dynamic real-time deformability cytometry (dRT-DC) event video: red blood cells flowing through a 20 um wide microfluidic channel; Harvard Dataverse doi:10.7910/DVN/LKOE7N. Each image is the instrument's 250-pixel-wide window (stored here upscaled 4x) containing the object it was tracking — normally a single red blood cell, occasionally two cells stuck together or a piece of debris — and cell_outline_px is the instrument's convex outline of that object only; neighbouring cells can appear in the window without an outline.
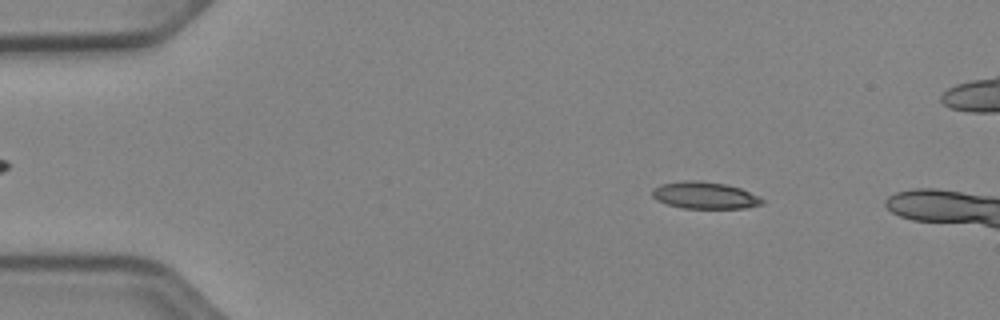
{"species": "Egyptian fruit bat (a non-hibernating species)", "species_latin": "Rousettus aegyptiacus", "temperature_condition": "cold", "stored_images_in_passage": 13, "camera_frame_rate_fps": 3000, "um_per_image_px": 0.085, "animal": {"sex": "female"}, "frame": {"image": 1, "passage_image": 8, "time_ms": 2.333, "image_size_px": [1000, 320], "cell_outline_px": [[764, 204], [744, 208], [684, 208], [668, 204], [656, 200], [652, 196], [652, 188], [660, 184], [680, 180], [700, 180], [724, 184], [740, 188], [760, 196], [764, 200]], "centroid_in_image_um": [59.89, 16.59], "position_along_channel_um": 25.1, "area_um2": 17.4}}